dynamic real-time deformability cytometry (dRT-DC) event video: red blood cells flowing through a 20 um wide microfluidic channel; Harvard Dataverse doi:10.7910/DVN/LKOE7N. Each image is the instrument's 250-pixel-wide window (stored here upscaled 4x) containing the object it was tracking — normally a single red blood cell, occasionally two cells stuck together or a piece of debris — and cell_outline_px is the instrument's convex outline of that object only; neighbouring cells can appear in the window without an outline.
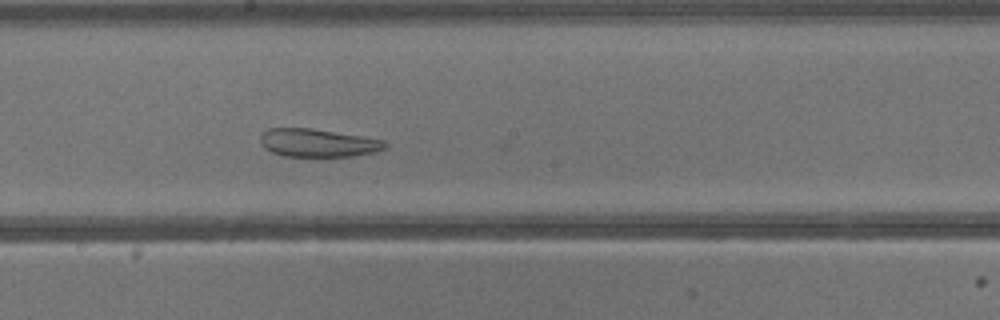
{"species": "common noctule bat (a hibernating species)", "species_latin": "Nyctalus noctula", "temperature_condition": "warm", "stored_images_in_passage": 17, "camera_frame_rate_fps": 3000, "um_per_image_px": 0.085, "animal": {"sex": "male", "body_mass_g": 13.3}, "frame": {"image": 1, "passage_image": 12, "time_ms": 3.667, "image_size_px": [1000, 320], "cell_outline_px": [[388, 148], [376, 152], [356, 156], [284, 156], [272, 152], [264, 148], [260, 144], [260, 132], [268, 128], [312, 128], [364, 136], [384, 140], [388, 144]], "centroid_in_image_um": [27.04, 12.14], "position_along_channel_um": 221.2, "area_um2": 20.81}}